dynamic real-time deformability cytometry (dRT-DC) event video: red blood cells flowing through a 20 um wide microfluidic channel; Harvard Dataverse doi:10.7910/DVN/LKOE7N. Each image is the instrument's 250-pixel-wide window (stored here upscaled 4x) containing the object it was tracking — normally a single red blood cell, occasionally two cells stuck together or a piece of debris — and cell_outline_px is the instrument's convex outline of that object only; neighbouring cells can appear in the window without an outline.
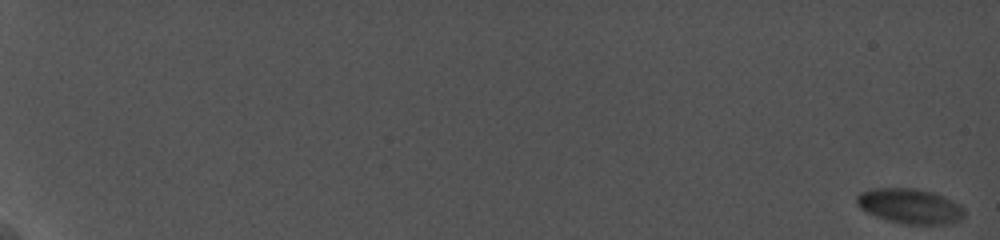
{"species": "common noctule bat (a hibernating species)", "species_latin": "Nyctalus noctula", "temperature_condition": "cold", "stored_images_in_passage": 16, "camera_frame_rate_fps": 5000, "um_per_image_px": 0.085, "animal": {"sex": "female", "body_mass_g": 19.0, "forearm_length_mm": 56.7}, "frame": {"image": 1, "passage_image": 1, "time_ms": 0.0, "image_size_px": [1000, 240], "cell_outline_px": [[964, 216], [960, 220], [944, 224], [904, 224], [888, 220], [876, 216], [860, 208], [856, 204], [856, 196], [860, 192], [872, 188], [916, 188], [932, 192], [944, 196], [960, 204], [964, 208]], "centroid_in_image_um": [77.34, 17.51], "position_along_channel_um": 7.7, "area_um2": 22.02}}
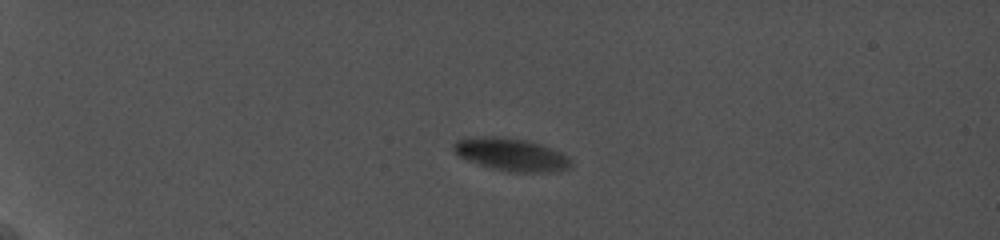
{"frame": {"image": 2, "passage_image": 11, "time_ms": 6.0, "image_size_px": [1000, 240], "cell_outline_px": [[572, 168], [560, 172], [508, 172], [492, 168], [468, 160], [460, 156], [452, 148], [452, 144], [456, 140], [464, 136], [496, 136], [524, 140], [540, 144], [552, 148], [568, 156], [572, 160]], "centroid_in_image_um": [43.48, 13.13], "position_along_channel_um": 41.5, "area_um2": 22.72}}
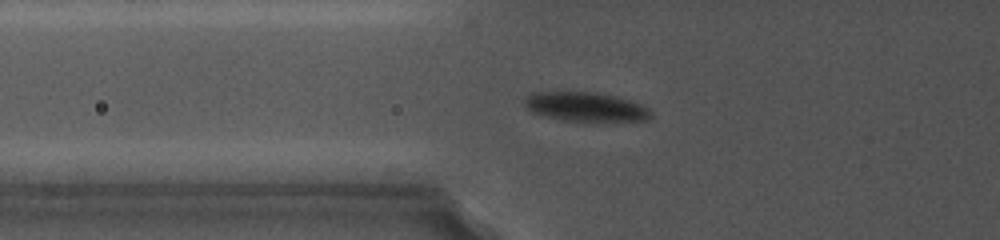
{"frame": {"image": 3, "passage_image": 16, "time_ms": 9.0, "image_size_px": [1000, 240], "cell_outline_px": [[652, 116], [648, 120], [564, 120], [544, 116], [532, 112], [524, 104], [524, 96], [532, 92], [596, 92], [616, 96], [640, 104], [648, 108], [652, 112]], "centroid_in_image_um": [49.74, 9.06], "position_along_channel_um": 76.1, "area_um2": 21.21}}